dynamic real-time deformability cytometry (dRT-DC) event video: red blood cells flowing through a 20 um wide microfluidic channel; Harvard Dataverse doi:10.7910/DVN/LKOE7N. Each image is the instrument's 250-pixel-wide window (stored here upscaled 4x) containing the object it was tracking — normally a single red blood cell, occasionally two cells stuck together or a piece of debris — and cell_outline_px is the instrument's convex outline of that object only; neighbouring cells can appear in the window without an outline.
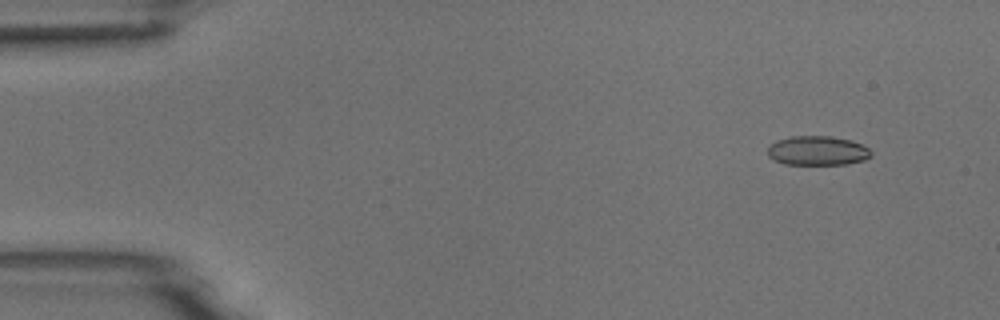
{"species": "common noctule bat (a hibernating species)", "species_latin": "Nyctalus noctula", "temperature_condition": "room temperature", "stored_images_in_passage": 4, "camera_frame_rate_fps": 3000, "um_per_image_px": 0.085, "animal": {"sex": "male", "body_mass_g": 18.8}, "frame": {"image": 1, "passage_image": 2, "time_ms": 0.333, "image_size_px": [1000, 320], "cell_outline_px": [[872, 156], [864, 160], [848, 164], [784, 164], [768, 156], [768, 144], [776, 140], [792, 136], [828, 136], [852, 140], [868, 148], [872, 152]], "centroid_in_image_um": [69.48, 12.8], "position_along_channel_um": 15.5, "area_um2": 17.74}}